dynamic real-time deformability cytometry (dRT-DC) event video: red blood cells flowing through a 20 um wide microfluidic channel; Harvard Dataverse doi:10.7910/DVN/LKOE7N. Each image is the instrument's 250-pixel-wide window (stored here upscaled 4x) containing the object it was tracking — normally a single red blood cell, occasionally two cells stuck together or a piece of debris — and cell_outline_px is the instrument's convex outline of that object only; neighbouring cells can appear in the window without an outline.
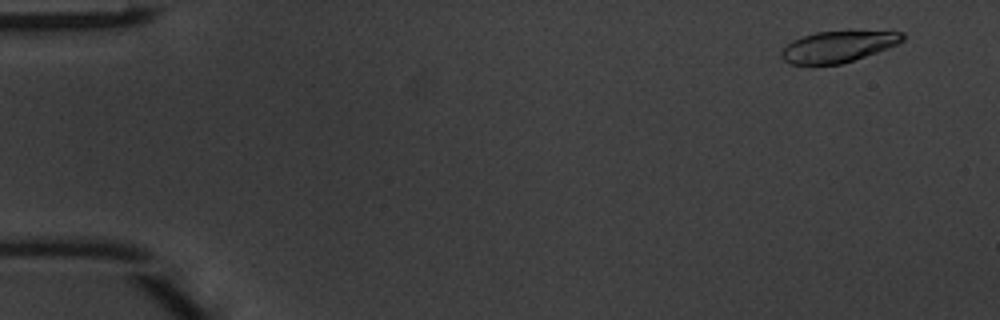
{"species": "common noctule bat (a hibernating species)", "species_latin": "Nyctalus noctula", "temperature_condition": "warm", "stored_images_in_passage": 12, "camera_frame_rate_fps": 3000, "um_per_image_px": 0.085, "animal": {"sex": "male", "body_mass_g": 20.1, "forearm_length_mm": 53.5}, "frame": {"image": 1, "passage_image": 4, "time_ms": 1.0, "image_size_px": [1000, 320], "cell_outline_px": [[904, 40], [888, 48], [840, 64], [792, 64], [784, 60], [780, 56], [780, 52], [792, 40], [816, 32], [904, 32]], "centroid_in_image_um": [71.2, 3.97], "position_along_channel_um": 13.8, "area_um2": 21.39}}